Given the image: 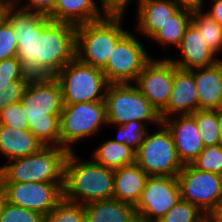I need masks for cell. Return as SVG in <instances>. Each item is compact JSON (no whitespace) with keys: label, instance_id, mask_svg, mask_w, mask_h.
Segmentation results:
<instances>
[{"label":"cell","instance_id":"cell-1","mask_svg":"<svg viewBox=\"0 0 222 222\" xmlns=\"http://www.w3.org/2000/svg\"><path fill=\"white\" fill-rule=\"evenodd\" d=\"M4 18L17 39V57L32 77L55 76L75 58L76 26L5 3Z\"/></svg>","mask_w":222,"mask_h":222},{"label":"cell","instance_id":"cell-2","mask_svg":"<svg viewBox=\"0 0 222 222\" xmlns=\"http://www.w3.org/2000/svg\"><path fill=\"white\" fill-rule=\"evenodd\" d=\"M30 132L44 147H60L62 90L54 77H32L21 99Z\"/></svg>","mask_w":222,"mask_h":222},{"label":"cell","instance_id":"cell-3","mask_svg":"<svg viewBox=\"0 0 222 222\" xmlns=\"http://www.w3.org/2000/svg\"><path fill=\"white\" fill-rule=\"evenodd\" d=\"M114 170L94 160L82 161L70 151L65 161L63 199L86 204L113 199Z\"/></svg>","mask_w":222,"mask_h":222},{"label":"cell","instance_id":"cell-4","mask_svg":"<svg viewBox=\"0 0 222 222\" xmlns=\"http://www.w3.org/2000/svg\"><path fill=\"white\" fill-rule=\"evenodd\" d=\"M69 150L43 147L39 152L10 160L0 166V183L44 182L64 184L65 161Z\"/></svg>","mask_w":222,"mask_h":222},{"label":"cell","instance_id":"cell-5","mask_svg":"<svg viewBox=\"0 0 222 222\" xmlns=\"http://www.w3.org/2000/svg\"><path fill=\"white\" fill-rule=\"evenodd\" d=\"M124 14H107L102 19L76 26L75 57L102 69L116 43L128 32L122 28Z\"/></svg>","mask_w":222,"mask_h":222},{"label":"cell","instance_id":"cell-6","mask_svg":"<svg viewBox=\"0 0 222 222\" xmlns=\"http://www.w3.org/2000/svg\"><path fill=\"white\" fill-rule=\"evenodd\" d=\"M62 90L63 104L104 101L109 83L100 68L76 57L54 76Z\"/></svg>","mask_w":222,"mask_h":222},{"label":"cell","instance_id":"cell-7","mask_svg":"<svg viewBox=\"0 0 222 222\" xmlns=\"http://www.w3.org/2000/svg\"><path fill=\"white\" fill-rule=\"evenodd\" d=\"M104 102L109 126L138 121L146 125L153 122L159 127L162 122L157 110L132 83L109 84Z\"/></svg>","mask_w":222,"mask_h":222},{"label":"cell","instance_id":"cell-8","mask_svg":"<svg viewBox=\"0 0 222 222\" xmlns=\"http://www.w3.org/2000/svg\"><path fill=\"white\" fill-rule=\"evenodd\" d=\"M158 132H150L135 155V163L148 176L176 177L184 164L179 159L170 130L161 122Z\"/></svg>","mask_w":222,"mask_h":222},{"label":"cell","instance_id":"cell-9","mask_svg":"<svg viewBox=\"0 0 222 222\" xmlns=\"http://www.w3.org/2000/svg\"><path fill=\"white\" fill-rule=\"evenodd\" d=\"M59 125L60 147L74 151V142L95 135L102 125H108L105 102L63 104Z\"/></svg>","mask_w":222,"mask_h":222},{"label":"cell","instance_id":"cell-10","mask_svg":"<svg viewBox=\"0 0 222 222\" xmlns=\"http://www.w3.org/2000/svg\"><path fill=\"white\" fill-rule=\"evenodd\" d=\"M144 45L127 32L114 46L106 65L101 69L109 84H133L151 60Z\"/></svg>","mask_w":222,"mask_h":222},{"label":"cell","instance_id":"cell-11","mask_svg":"<svg viewBox=\"0 0 222 222\" xmlns=\"http://www.w3.org/2000/svg\"><path fill=\"white\" fill-rule=\"evenodd\" d=\"M181 199L207 215L222 198V175L204 172L185 164L176 176Z\"/></svg>","mask_w":222,"mask_h":222},{"label":"cell","instance_id":"cell-12","mask_svg":"<svg viewBox=\"0 0 222 222\" xmlns=\"http://www.w3.org/2000/svg\"><path fill=\"white\" fill-rule=\"evenodd\" d=\"M180 200L177 177L149 176L135 206L138 222H157Z\"/></svg>","mask_w":222,"mask_h":222},{"label":"cell","instance_id":"cell-13","mask_svg":"<svg viewBox=\"0 0 222 222\" xmlns=\"http://www.w3.org/2000/svg\"><path fill=\"white\" fill-rule=\"evenodd\" d=\"M5 201L48 215L62 200L64 184L44 182L0 183Z\"/></svg>","mask_w":222,"mask_h":222},{"label":"cell","instance_id":"cell-14","mask_svg":"<svg viewBox=\"0 0 222 222\" xmlns=\"http://www.w3.org/2000/svg\"><path fill=\"white\" fill-rule=\"evenodd\" d=\"M174 64L169 58L151 59L138 74L135 86L160 113L167 105L173 85Z\"/></svg>","mask_w":222,"mask_h":222},{"label":"cell","instance_id":"cell-15","mask_svg":"<svg viewBox=\"0 0 222 222\" xmlns=\"http://www.w3.org/2000/svg\"><path fill=\"white\" fill-rule=\"evenodd\" d=\"M162 122L172 134L181 162L184 165L191 164L204 149L195 119L191 115H177L165 118Z\"/></svg>","mask_w":222,"mask_h":222},{"label":"cell","instance_id":"cell-16","mask_svg":"<svg viewBox=\"0 0 222 222\" xmlns=\"http://www.w3.org/2000/svg\"><path fill=\"white\" fill-rule=\"evenodd\" d=\"M197 110L199 102L194 76L174 65L172 90L166 107L159 113L161 120L176 114L191 115Z\"/></svg>","mask_w":222,"mask_h":222},{"label":"cell","instance_id":"cell-17","mask_svg":"<svg viewBox=\"0 0 222 222\" xmlns=\"http://www.w3.org/2000/svg\"><path fill=\"white\" fill-rule=\"evenodd\" d=\"M178 48L182 52V57L177 60L175 58H168L181 70L207 67L219 61L215 57L217 54L206 46L202 35L191 22L186 27Z\"/></svg>","mask_w":222,"mask_h":222},{"label":"cell","instance_id":"cell-18","mask_svg":"<svg viewBox=\"0 0 222 222\" xmlns=\"http://www.w3.org/2000/svg\"><path fill=\"white\" fill-rule=\"evenodd\" d=\"M196 83L199 110L222 108V59L211 66L188 70Z\"/></svg>","mask_w":222,"mask_h":222},{"label":"cell","instance_id":"cell-19","mask_svg":"<svg viewBox=\"0 0 222 222\" xmlns=\"http://www.w3.org/2000/svg\"><path fill=\"white\" fill-rule=\"evenodd\" d=\"M137 7L139 34L151 38L183 6L174 0H139Z\"/></svg>","mask_w":222,"mask_h":222},{"label":"cell","instance_id":"cell-20","mask_svg":"<svg viewBox=\"0 0 222 222\" xmlns=\"http://www.w3.org/2000/svg\"><path fill=\"white\" fill-rule=\"evenodd\" d=\"M106 15L95 0H55L53 11L48 17L54 22L78 26L102 19Z\"/></svg>","mask_w":222,"mask_h":222},{"label":"cell","instance_id":"cell-21","mask_svg":"<svg viewBox=\"0 0 222 222\" xmlns=\"http://www.w3.org/2000/svg\"><path fill=\"white\" fill-rule=\"evenodd\" d=\"M148 178L136 163L115 169L113 199L136 206Z\"/></svg>","mask_w":222,"mask_h":222},{"label":"cell","instance_id":"cell-22","mask_svg":"<svg viewBox=\"0 0 222 222\" xmlns=\"http://www.w3.org/2000/svg\"><path fill=\"white\" fill-rule=\"evenodd\" d=\"M43 147L29 129L17 130L0 125V153L5 155L8 161L35 154Z\"/></svg>","mask_w":222,"mask_h":222},{"label":"cell","instance_id":"cell-23","mask_svg":"<svg viewBox=\"0 0 222 222\" xmlns=\"http://www.w3.org/2000/svg\"><path fill=\"white\" fill-rule=\"evenodd\" d=\"M83 205L85 222H138L135 206L116 199L97 200Z\"/></svg>","mask_w":222,"mask_h":222},{"label":"cell","instance_id":"cell-24","mask_svg":"<svg viewBox=\"0 0 222 222\" xmlns=\"http://www.w3.org/2000/svg\"><path fill=\"white\" fill-rule=\"evenodd\" d=\"M135 155L136 153L125 144L110 139L97 147L92 157L97 164L115 170L135 164Z\"/></svg>","mask_w":222,"mask_h":222},{"label":"cell","instance_id":"cell-25","mask_svg":"<svg viewBox=\"0 0 222 222\" xmlns=\"http://www.w3.org/2000/svg\"><path fill=\"white\" fill-rule=\"evenodd\" d=\"M192 9L183 6L175 15L170 17L152 37L159 45L166 47V45H173L179 47L182 36L184 35L186 27L191 22Z\"/></svg>","mask_w":222,"mask_h":222},{"label":"cell","instance_id":"cell-26","mask_svg":"<svg viewBox=\"0 0 222 222\" xmlns=\"http://www.w3.org/2000/svg\"><path fill=\"white\" fill-rule=\"evenodd\" d=\"M204 8H193L191 23L202 35L206 46L215 54L222 50V26H220L208 13H203Z\"/></svg>","mask_w":222,"mask_h":222},{"label":"cell","instance_id":"cell-27","mask_svg":"<svg viewBox=\"0 0 222 222\" xmlns=\"http://www.w3.org/2000/svg\"><path fill=\"white\" fill-rule=\"evenodd\" d=\"M191 116L196 121L204 147L220 145L217 110H197Z\"/></svg>","mask_w":222,"mask_h":222},{"label":"cell","instance_id":"cell-28","mask_svg":"<svg viewBox=\"0 0 222 222\" xmlns=\"http://www.w3.org/2000/svg\"><path fill=\"white\" fill-rule=\"evenodd\" d=\"M145 126L144 123L138 121H130L124 125H119L117 128V138L112 140L120 144H125L136 153L140 145L147 138L149 131H147L148 128Z\"/></svg>","mask_w":222,"mask_h":222},{"label":"cell","instance_id":"cell-29","mask_svg":"<svg viewBox=\"0 0 222 222\" xmlns=\"http://www.w3.org/2000/svg\"><path fill=\"white\" fill-rule=\"evenodd\" d=\"M157 222H206V215L197 206L181 199Z\"/></svg>","mask_w":222,"mask_h":222},{"label":"cell","instance_id":"cell-30","mask_svg":"<svg viewBox=\"0 0 222 222\" xmlns=\"http://www.w3.org/2000/svg\"><path fill=\"white\" fill-rule=\"evenodd\" d=\"M44 222H85L84 205L62 200L48 215Z\"/></svg>","mask_w":222,"mask_h":222},{"label":"cell","instance_id":"cell-31","mask_svg":"<svg viewBox=\"0 0 222 222\" xmlns=\"http://www.w3.org/2000/svg\"><path fill=\"white\" fill-rule=\"evenodd\" d=\"M191 165L200 171L222 175V145L204 147Z\"/></svg>","mask_w":222,"mask_h":222},{"label":"cell","instance_id":"cell-32","mask_svg":"<svg viewBox=\"0 0 222 222\" xmlns=\"http://www.w3.org/2000/svg\"><path fill=\"white\" fill-rule=\"evenodd\" d=\"M31 78L17 56L0 61V90L7 89L14 80Z\"/></svg>","mask_w":222,"mask_h":222},{"label":"cell","instance_id":"cell-33","mask_svg":"<svg viewBox=\"0 0 222 222\" xmlns=\"http://www.w3.org/2000/svg\"><path fill=\"white\" fill-rule=\"evenodd\" d=\"M0 222H44V216L36 211L4 202Z\"/></svg>","mask_w":222,"mask_h":222},{"label":"cell","instance_id":"cell-34","mask_svg":"<svg viewBox=\"0 0 222 222\" xmlns=\"http://www.w3.org/2000/svg\"><path fill=\"white\" fill-rule=\"evenodd\" d=\"M0 125L17 130L29 129L27 115L21 102L11 104L0 112Z\"/></svg>","mask_w":222,"mask_h":222},{"label":"cell","instance_id":"cell-35","mask_svg":"<svg viewBox=\"0 0 222 222\" xmlns=\"http://www.w3.org/2000/svg\"><path fill=\"white\" fill-rule=\"evenodd\" d=\"M17 56V39L11 24L3 18L0 21V61Z\"/></svg>","mask_w":222,"mask_h":222},{"label":"cell","instance_id":"cell-36","mask_svg":"<svg viewBox=\"0 0 222 222\" xmlns=\"http://www.w3.org/2000/svg\"><path fill=\"white\" fill-rule=\"evenodd\" d=\"M30 79H18L10 83L7 89L0 90V112L7 106L21 101Z\"/></svg>","mask_w":222,"mask_h":222},{"label":"cell","instance_id":"cell-37","mask_svg":"<svg viewBox=\"0 0 222 222\" xmlns=\"http://www.w3.org/2000/svg\"><path fill=\"white\" fill-rule=\"evenodd\" d=\"M20 1L23 2V0H15L13 4L21 10L41 13L47 17L52 13L55 2V0H24L25 5L19 6Z\"/></svg>","mask_w":222,"mask_h":222},{"label":"cell","instance_id":"cell-38","mask_svg":"<svg viewBox=\"0 0 222 222\" xmlns=\"http://www.w3.org/2000/svg\"><path fill=\"white\" fill-rule=\"evenodd\" d=\"M102 9L107 14H124L131 0H100Z\"/></svg>","mask_w":222,"mask_h":222},{"label":"cell","instance_id":"cell-39","mask_svg":"<svg viewBox=\"0 0 222 222\" xmlns=\"http://www.w3.org/2000/svg\"><path fill=\"white\" fill-rule=\"evenodd\" d=\"M211 9L206 11L220 26H222V0H211Z\"/></svg>","mask_w":222,"mask_h":222},{"label":"cell","instance_id":"cell-40","mask_svg":"<svg viewBox=\"0 0 222 222\" xmlns=\"http://www.w3.org/2000/svg\"><path fill=\"white\" fill-rule=\"evenodd\" d=\"M206 222H222V198L214 208L206 215Z\"/></svg>","mask_w":222,"mask_h":222},{"label":"cell","instance_id":"cell-41","mask_svg":"<svg viewBox=\"0 0 222 222\" xmlns=\"http://www.w3.org/2000/svg\"><path fill=\"white\" fill-rule=\"evenodd\" d=\"M174 1L185 7H190V8L204 7V0H174Z\"/></svg>","mask_w":222,"mask_h":222},{"label":"cell","instance_id":"cell-42","mask_svg":"<svg viewBox=\"0 0 222 222\" xmlns=\"http://www.w3.org/2000/svg\"><path fill=\"white\" fill-rule=\"evenodd\" d=\"M217 122L219 126L220 144L222 145V108L217 110Z\"/></svg>","mask_w":222,"mask_h":222},{"label":"cell","instance_id":"cell-43","mask_svg":"<svg viewBox=\"0 0 222 222\" xmlns=\"http://www.w3.org/2000/svg\"><path fill=\"white\" fill-rule=\"evenodd\" d=\"M4 202H5V196H4L3 189L0 185V215H1V211H2V208H3Z\"/></svg>","mask_w":222,"mask_h":222},{"label":"cell","instance_id":"cell-44","mask_svg":"<svg viewBox=\"0 0 222 222\" xmlns=\"http://www.w3.org/2000/svg\"><path fill=\"white\" fill-rule=\"evenodd\" d=\"M5 16V3H2L0 5V21L4 18Z\"/></svg>","mask_w":222,"mask_h":222},{"label":"cell","instance_id":"cell-45","mask_svg":"<svg viewBox=\"0 0 222 222\" xmlns=\"http://www.w3.org/2000/svg\"><path fill=\"white\" fill-rule=\"evenodd\" d=\"M2 3L13 4L15 0H1Z\"/></svg>","mask_w":222,"mask_h":222}]
</instances>
